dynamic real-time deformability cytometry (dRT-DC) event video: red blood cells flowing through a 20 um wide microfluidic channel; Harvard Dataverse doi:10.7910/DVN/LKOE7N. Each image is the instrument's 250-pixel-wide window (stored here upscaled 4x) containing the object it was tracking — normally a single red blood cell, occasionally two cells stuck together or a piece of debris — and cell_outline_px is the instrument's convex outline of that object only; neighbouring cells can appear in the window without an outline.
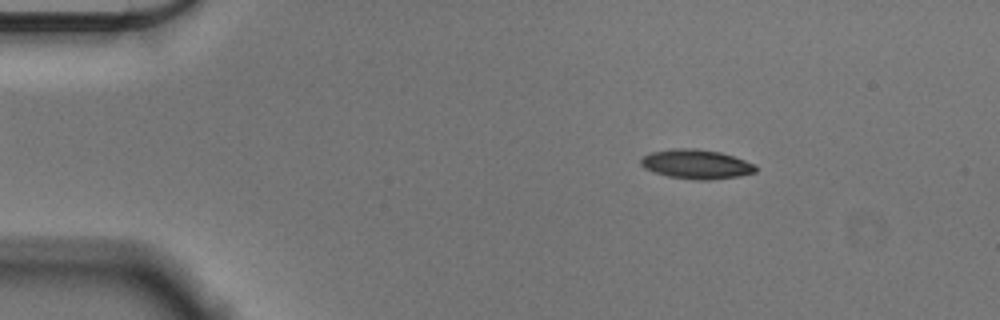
{"species": "Egyptian fruit bat (a non-hibernating species)", "species_latin": "Rousettus aegyptiacus", "temperature_condition": "cold", "stored_images_in_passage": 55, "camera_frame_rate_fps": 3000, "um_per_image_px": 0.085, "animal": {"sex": "male"}, "frame": {"image": 1, "passage_image": 8, "time_ms": 2.333, "image_size_px": [1000, 320], "cell_outline_px": [[756, 172], [740, 176], [708, 180], [696, 180], [668, 176], [644, 168], [640, 164], [640, 160], [644, 156], [652, 152], [672, 148], [696, 148], [720, 152], [756, 164]], "centroid_in_image_um": [59.2, 13.95], "position_along_channel_um": 25.8, "area_um2": 19.59}}
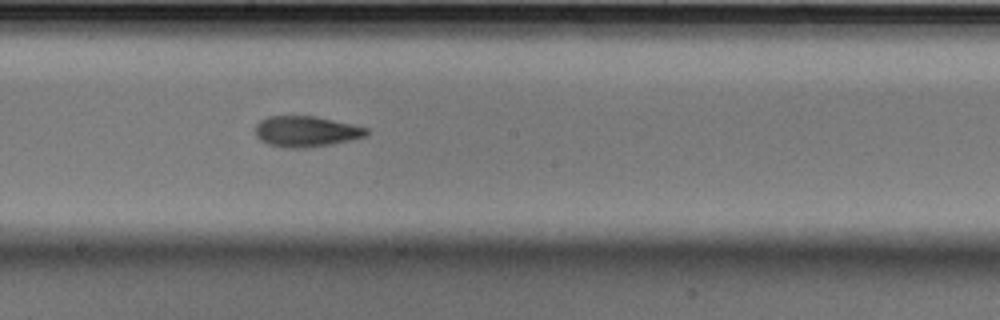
{"frame": {"image": 2, "passage_image": 30, "time_ms": 9.667, "image_size_px": [1000, 320], "cell_outline_px": [[368, 136], [352, 140], [332, 144], [308, 148], [288, 148], [268, 144], [260, 140], [256, 136], [256, 124], [260, 120], [268, 116], [316, 116], [352, 124], [368, 128]], "centroid_in_image_um": [26.04, 11.18], "position_along_channel_um": 222.2, "area_um2": 20.11}}
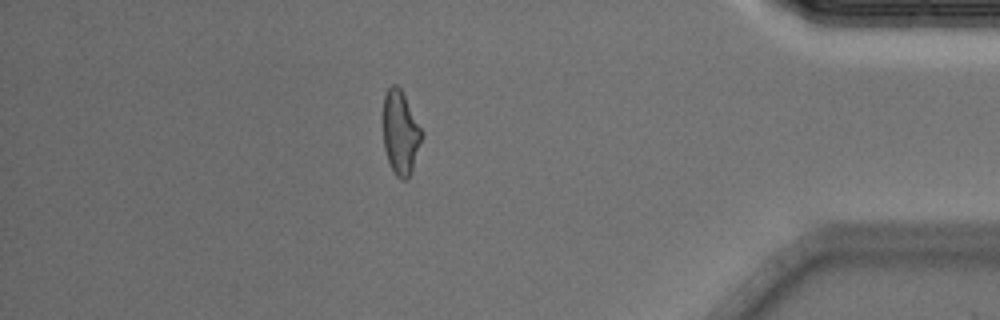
{"frame": {"image": 3, "passage_image": 48, "time_ms": 15.667, "image_size_px": [1000, 320], "cell_outline_px": [[424, 132], [412, 172], [408, 180], [400, 180], [396, 176], [388, 160], [384, 148], [384, 96], [388, 88], [392, 84], [396, 84], [400, 88]], "centroid_in_image_um": [34.06, 11.31], "position_along_channel_um": 401.1, "area_um2": 18.84}, "authors_computed_cell_mechanics": {"area_um2": 19.5942, "velocity_mm_per_s": 3.5858, "shape_relaxation_time_tau1_ms": 5.9067, "shape_relaxation_time_tau2_ms": 3.7429, "deformation_change_tau1": 0.1848, "deformation_change_tau2": 0.1134}}